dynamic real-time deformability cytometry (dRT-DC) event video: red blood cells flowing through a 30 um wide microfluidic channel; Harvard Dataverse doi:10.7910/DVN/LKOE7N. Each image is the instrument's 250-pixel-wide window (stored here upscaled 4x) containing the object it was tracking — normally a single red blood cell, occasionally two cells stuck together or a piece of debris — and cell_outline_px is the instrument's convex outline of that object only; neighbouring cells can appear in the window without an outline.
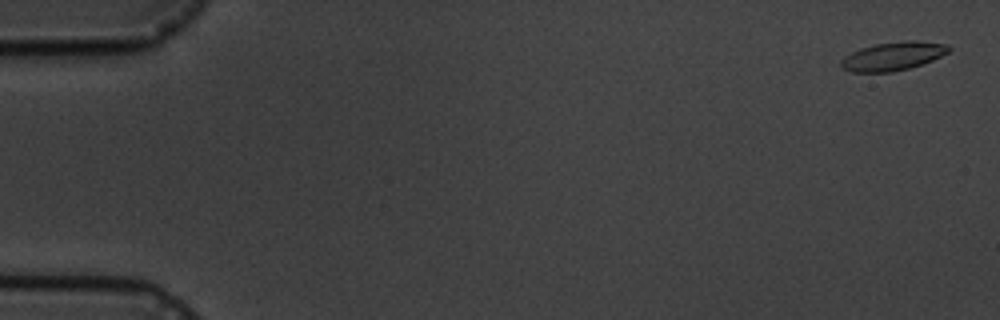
{"species": "common noctule bat (a hibernating species)", "species_latin": "Nyctalus noctula", "temperature_condition": "cold", "stored_images_in_passage": 7, "camera_frame_rate_fps": 3000, "um_per_image_px": 0.085, "animal": {"sex": "male", "body_mass_g": 19.5, "forearm_length_mm": 54.6}, "frame": {"image": 1, "passage_image": 1, "time_ms": 0.0, "image_size_px": [1000, 320], "cell_outline_px": [[952, 48], [948, 52], [932, 60], [908, 68], [892, 72], [852, 72], [840, 68], [840, 60], [844, 56], [860, 48], [876, 44], [904, 40], [916, 40], [948, 44]], "centroid_in_image_um": [75.88, 4.77], "position_along_channel_um": 9.1, "area_um2": 17.98}}
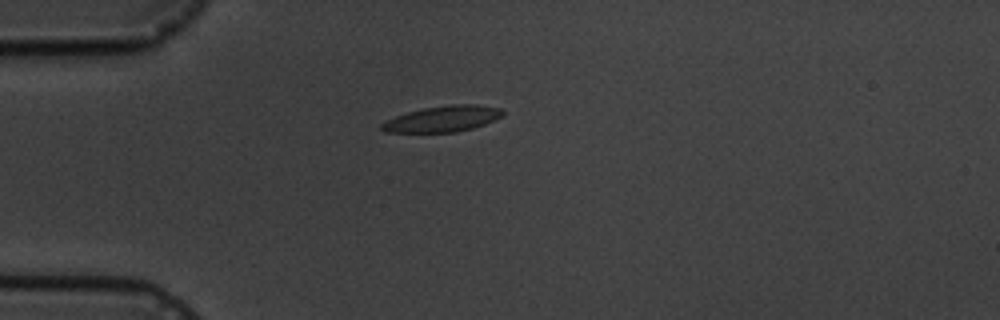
{"frame": {"image": 2, "passage_image": 5, "time_ms": 4.667, "image_size_px": [1000, 320], "cell_outline_px": [[504, 116], [484, 124], [472, 128], [456, 132], [384, 132], [380, 128], [380, 124], [396, 116], [408, 112], [424, 108], [452, 104], [476, 104], [500, 108], [504, 112]], "centroid_in_image_um": [37.65, 10.1], "position_along_channel_um": 47.3, "area_um2": 18.21}}
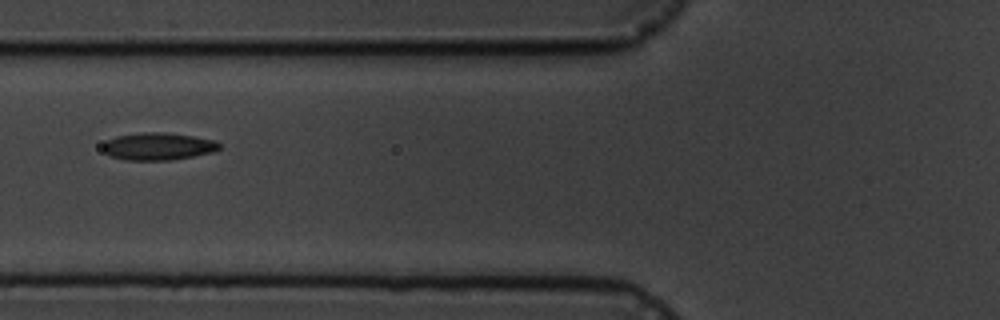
{"frame": {"image": 3, "passage_image": 7, "time_ms": 7.0, "image_size_px": [1000, 320], "cell_outline_px": [[220, 148], [216, 152], [172, 160], [128, 160], [112, 156], [104, 152], [100, 148], [108, 140], [116, 136], [144, 132], [164, 132], [192, 136], [216, 140], [220, 144]], "centroid_in_image_um": [13.47, 12.44], "position_along_channel_um": 112.3, "area_um2": 18.67}}